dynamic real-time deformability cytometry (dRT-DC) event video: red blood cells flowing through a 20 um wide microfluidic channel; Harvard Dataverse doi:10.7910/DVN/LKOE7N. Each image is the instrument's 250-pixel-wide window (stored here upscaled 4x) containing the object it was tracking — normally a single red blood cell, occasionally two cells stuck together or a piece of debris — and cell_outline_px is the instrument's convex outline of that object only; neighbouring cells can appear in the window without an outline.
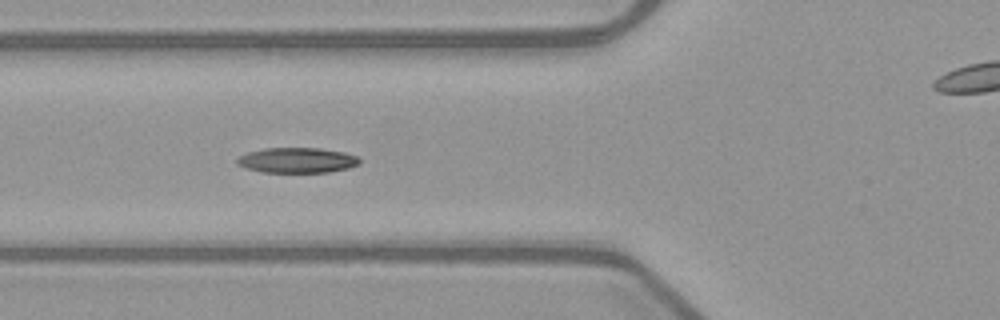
{"species": "common noctule bat (a hibernating species)", "species_latin": "Nyctalus noctula", "temperature_condition": "warm", "stored_images_in_passage": 16, "camera_frame_rate_fps": 3000, "um_per_image_px": 0.085, "animal": {"sex": "female", "body_mass_g": 21.9}, "frame": {"image": 1, "passage_image": 7, "time_ms": 2.0, "image_size_px": [1000, 320], "cell_outline_px": [[360, 164], [348, 168], [328, 172], [260, 172], [244, 168], [236, 164], [236, 160], [240, 156], [248, 152], [264, 148], [320, 148], [344, 152], [356, 156], [360, 160]], "centroid_in_image_um": [25.23, 13.62], "position_along_channel_um": 100.6, "area_um2": 18.09}}
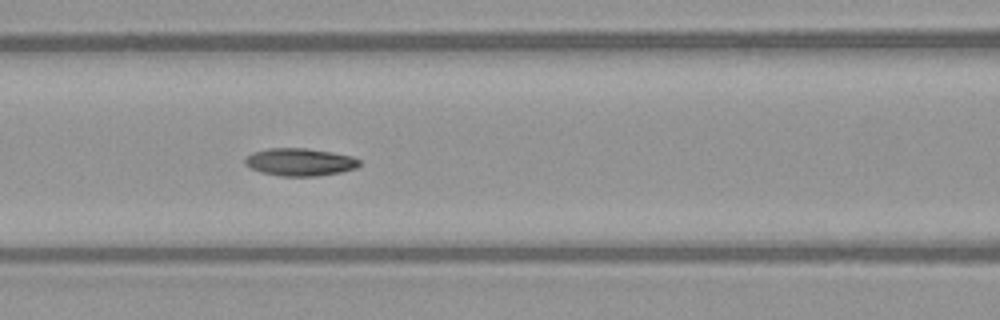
{"frame": {"image": 2, "passage_image": 10, "time_ms": 3.0, "image_size_px": [1000, 320], "cell_outline_px": [[360, 164], [356, 168], [340, 172], [316, 176], [280, 176], [260, 172], [244, 164], [244, 156], [252, 152], [268, 148], [308, 148], [332, 152], [352, 156], [360, 160]], "centroid_in_image_um": [25.46, 13.76], "position_along_channel_um": 141.1, "area_um2": 18.55}}
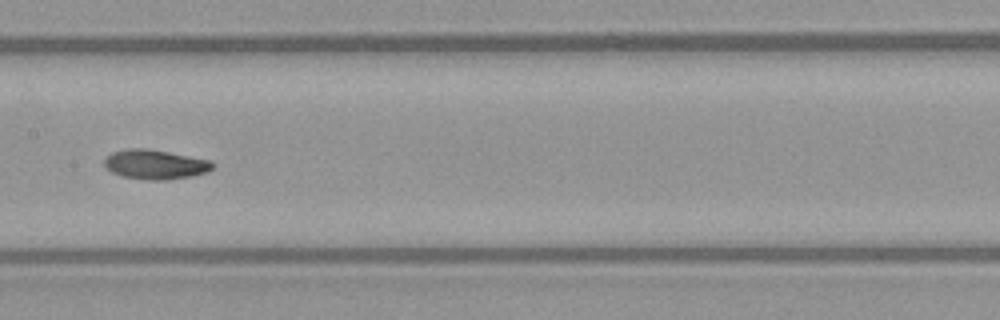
{"frame": {"image": 3, "passage_image": 14, "time_ms": 4.333, "image_size_px": [1000, 320], "cell_outline_px": [[216, 164], [208, 172], [192, 176], [168, 180], [148, 180], [120, 176], [112, 172], [104, 164], [104, 160], [112, 152], [128, 148], [144, 148], [168, 152], [212, 160]], "centroid_in_image_um": [13.23, 13.98], "position_along_channel_um": 194.2, "area_um2": 18.73}}